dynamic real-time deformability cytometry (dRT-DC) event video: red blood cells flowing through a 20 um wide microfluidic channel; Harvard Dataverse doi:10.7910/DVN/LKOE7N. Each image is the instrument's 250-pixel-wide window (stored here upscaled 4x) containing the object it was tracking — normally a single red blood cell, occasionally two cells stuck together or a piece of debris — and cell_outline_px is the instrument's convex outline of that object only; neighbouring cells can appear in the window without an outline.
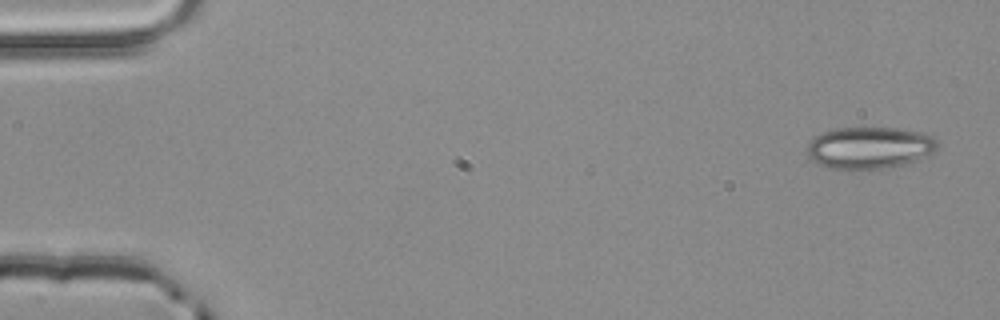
{"species": "common noctule bat (a hibernating species)", "species_latin": "Nyctalus noctula", "temperature_condition": "room temperature", "stored_images_in_passage": 5, "camera_frame_rate_fps": 3000, "um_per_image_px": 0.085, "animal": {"sex": "male", "body_mass_g": 20.4}, "frame": {"image": 1, "passage_image": 1, "time_ms": 0.0, "image_size_px": [1000, 320], "cell_outline_px": [[936, 148], [932, 152], [916, 160], [884, 168], [828, 168], [812, 160], [808, 156], [808, 144], [816, 136], [832, 128], [896, 128], [920, 132], [932, 136], [936, 140]], "centroid_in_image_um": [73.88, 12.54], "position_along_channel_um": 11.1, "area_um2": 31.1}}